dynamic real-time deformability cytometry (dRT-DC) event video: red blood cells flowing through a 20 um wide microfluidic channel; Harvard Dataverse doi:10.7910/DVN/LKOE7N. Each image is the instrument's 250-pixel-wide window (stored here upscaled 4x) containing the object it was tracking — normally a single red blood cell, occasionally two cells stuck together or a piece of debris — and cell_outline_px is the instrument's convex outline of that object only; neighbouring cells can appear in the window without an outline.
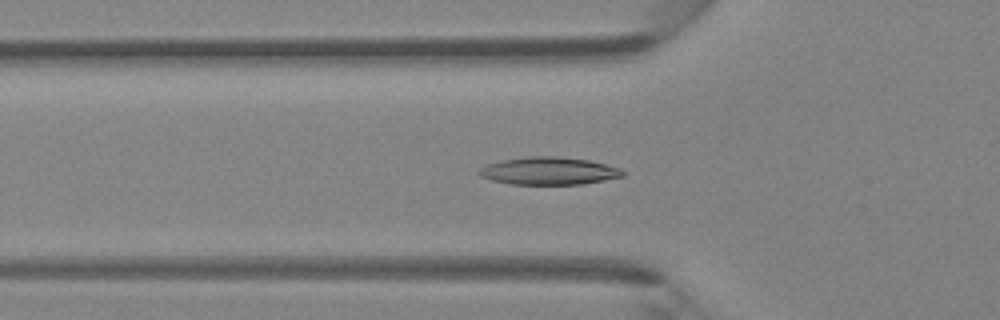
{"species": "Egyptian fruit bat (a non-hibernating species)", "species_latin": "Rousettus aegyptiacus", "temperature_condition": "room temperature", "stored_images_in_passage": 48, "camera_frame_rate_fps": 3000, "um_per_image_px": 0.085, "animal": {"sex": "female"}, "frame": {"image": 1, "passage_image": 16, "time_ms": 5.0, "image_size_px": [1000, 320], "cell_outline_px": [[624, 176], [584, 184], [512, 184], [492, 180], [480, 176], [476, 172], [480, 168], [488, 164], [500, 160], [528, 156], [556, 156], [588, 160], [620, 168], [624, 172]], "centroid_in_image_um": [46.62, 14.52], "position_along_channel_um": 79.2, "area_um2": 23.06}}
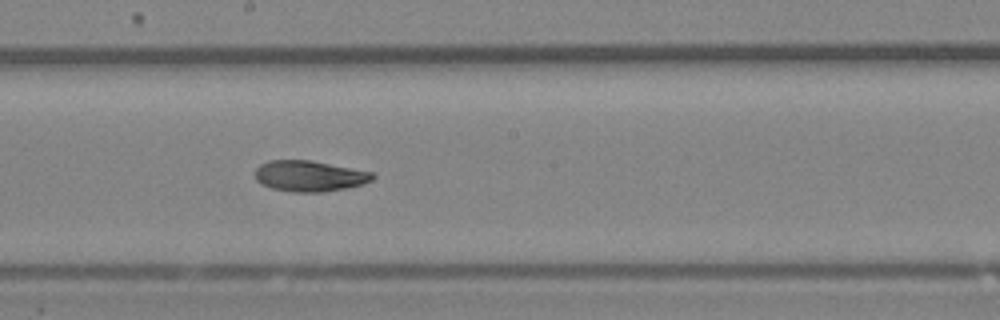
{"frame": {"image": 2, "passage_image": 26, "time_ms": 8.333, "image_size_px": [1000, 320], "cell_outline_px": [[376, 176], [372, 180], [364, 184], [344, 188], [320, 192], [292, 192], [272, 188], [260, 184], [256, 180], [256, 168], [260, 164], [268, 160], [312, 160], [372, 172]], "centroid_in_image_um": [26.29, 14.95], "position_along_channel_um": 221.9, "area_um2": 21.15}}
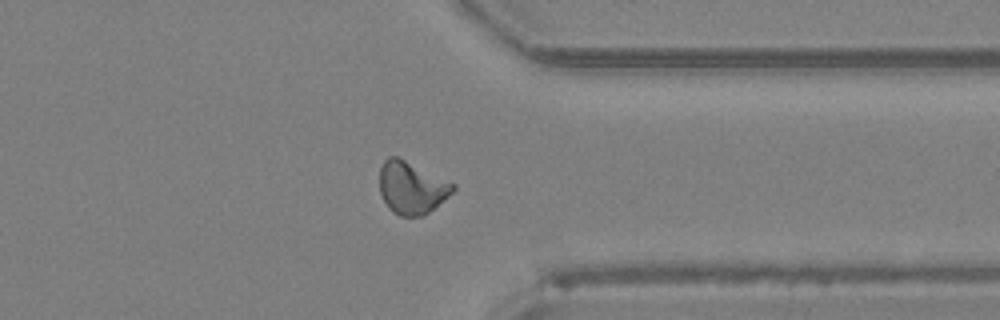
{"frame": {"image": 3, "passage_image": 37, "time_ms": 12.0, "image_size_px": [1000, 320], "cell_outline_px": [[456, 188], [448, 196], [424, 216], [400, 216], [392, 212], [388, 208], [380, 192], [380, 168], [384, 160], [388, 156], [396, 156], [456, 184]], "centroid_in_image_um": [34.98, 15.96], "position_along_channel_um": 376.4, "area_um2": 22.25}, "authors_computed_cell_mechanics": {"area_um2": 21.5305, "velocity_mm_per_s": 4.3056, "shape_relaxation_time_tau1_ms": null, "shape_relaxation_time_tau2_ms": 4.9565, "deformation_change_tau1": null, "deformation_change_tau2": 0.0998}}